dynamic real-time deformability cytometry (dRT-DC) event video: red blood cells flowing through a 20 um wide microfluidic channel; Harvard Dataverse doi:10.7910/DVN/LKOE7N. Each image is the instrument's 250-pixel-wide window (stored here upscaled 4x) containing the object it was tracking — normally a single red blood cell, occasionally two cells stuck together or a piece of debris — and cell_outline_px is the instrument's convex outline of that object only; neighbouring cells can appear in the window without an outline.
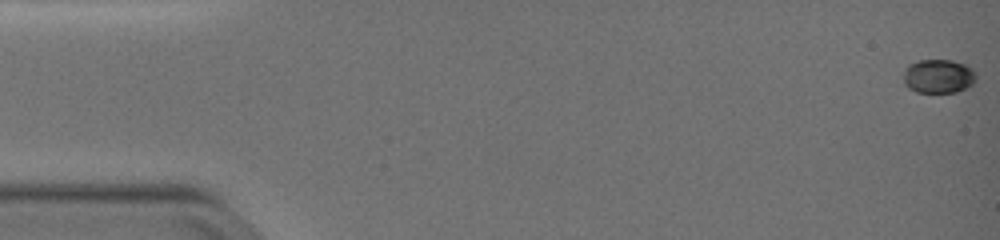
{"species": "common noctule bat (a hibernating species)", "species_latin": "Nyctalus noctula", "temperature_condition": "warm", "stored_images_in_passage": 47, "camera_frame_rate_fps": 3000, "um_per_image_px": 0.085, "animal": {"sex": "female", "body_mass_g": 19.0, "forearm_length_mm": 51.5}, "frame": {"image": 1, "passage_image": 1, "time_ms": 0.0, "image_size_px": [1000, 240], "cell_outline_px": [[976, 80], [972, 84], [956, 92], [916, 92], [908, 88], [904, 84], [904, 68], [908, 64], [920, 60], [952, 60], [964, 64], [972, 68], [976, 72]], "centroid_in_image_um": [79.75, 6.47], "position_along_channel_um": 5.2, "area_um2": 14.45}}
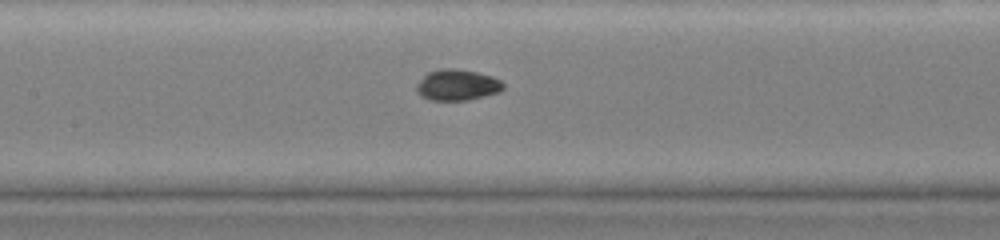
{"frame": {"image": 2, "passage_image": 26, "time_ms": 8.333, "image_size_px": [1000, 240], "cell_outline_px": [[504, 88], [500, 92], [468, 100], [432, 100], [420, 96], [416, 92], [416, 84], [428, 72], [440, 68], [456, 68], [476, 72], [492, 76], [500, 80], [504, 84]], "centroid_in_image_um": [38.86, 7.22], "position_along_channel_um": 168.5, "area_um2": 15.78}}
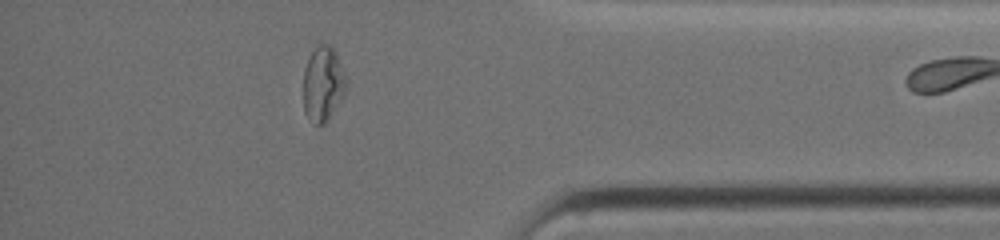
{"frame": {"image": 3, "passage_image": 46, "time_ms": 15.0, "image_size_px": [1000, 240], "cell_outline_px": [[348, 80], [344, 96], [328, 120], [324, 124], [316, 124], [304, 112], [304, 68], [308, 56], [320, 44], [332, 44], [336, 52]], "centroid_in_image_um": [27.49, 7.1], "position_along_channel_um": 407.7, "area_um2": 18.9}}